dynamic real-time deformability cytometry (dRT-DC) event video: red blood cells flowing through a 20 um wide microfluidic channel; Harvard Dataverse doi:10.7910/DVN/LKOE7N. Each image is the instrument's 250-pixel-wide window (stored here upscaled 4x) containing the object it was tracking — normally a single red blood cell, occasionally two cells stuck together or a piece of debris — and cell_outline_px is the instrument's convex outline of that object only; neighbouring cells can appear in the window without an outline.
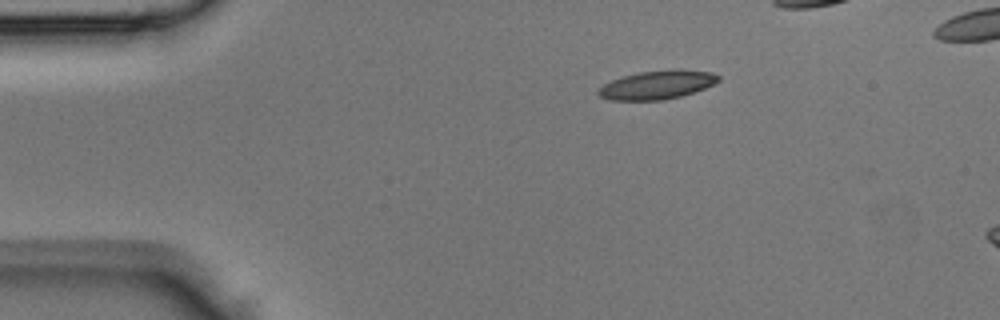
{"species": "Egyptian fruit bat (a non-hibernating species)", "species_latin": "Rousettus aegyptiacus", "temperature_condition": "room temperature", "stored_images_in_passage": 6, "camera_frame_rate_fps": 3000, "um_per_image_px": 0.085, "animal": {"sex": "male"}, "frame": {"image": 1, "passage_image": 1, "time_ms": 0.0, "image_size_px": [1000, 320], "cell_outline_px": [[720, 80], [704, 88], [680, 96], [664, 100], [612, 100], [600, 96], [596, 92], [596, 88], [612, 80], [624, 76], [640, 72], [672, 68], [712, 72], [720, 76]], "centroid_in_image_um": [55.84, 7.2], "position_along_channel_um": 29.2, "area_um2": 20.06}}